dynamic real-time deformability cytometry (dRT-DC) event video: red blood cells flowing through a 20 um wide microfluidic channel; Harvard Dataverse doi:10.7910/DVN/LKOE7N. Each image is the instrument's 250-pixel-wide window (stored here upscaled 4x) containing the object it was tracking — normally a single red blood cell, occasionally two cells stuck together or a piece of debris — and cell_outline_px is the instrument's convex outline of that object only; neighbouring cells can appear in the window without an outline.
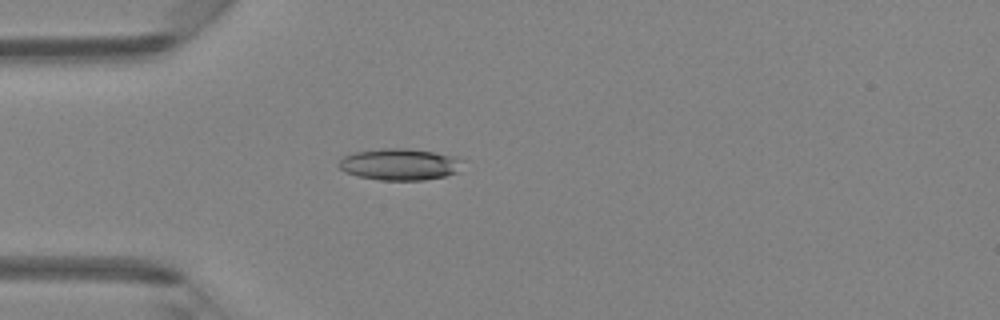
{"species": "Egyptian fruit bat (a non-hibernating species)", "species_latin": "Rousettus aegyptiacus", "temperature_condition": "room temperature", "stored_images_in_passage": 5, "camera_frame_rate_fps": 3000, "um_per_image_px": 0.085, "animal": {"sex": "female"}, "frame": {"image": 1, "passage_image": 5, "time_ms": 4.333, "image_size_px": [1000, 320], "cell_outline_px": [[468, 160], [456, 172], [444, 176], [424, 180], [380, 180], [360, 176], [344, 172], [336, 164], [344, 156], [356, 152], [380, 148], [408, 148], [456, 156]], "centroid_in_image_um": [34.02, 13.96], "position_along_channel_um": 51.0, "area_um2": 23.0}}